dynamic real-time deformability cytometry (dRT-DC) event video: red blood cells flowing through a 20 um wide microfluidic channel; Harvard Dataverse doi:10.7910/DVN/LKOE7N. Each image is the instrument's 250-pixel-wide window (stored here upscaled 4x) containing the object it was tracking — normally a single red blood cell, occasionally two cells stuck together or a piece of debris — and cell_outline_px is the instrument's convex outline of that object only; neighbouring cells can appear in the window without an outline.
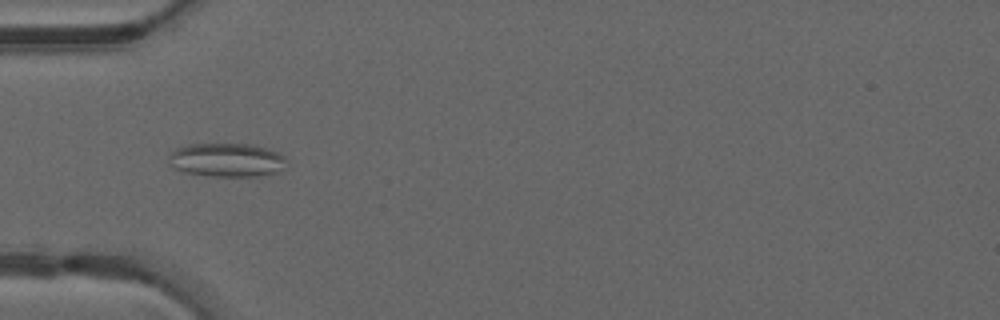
{"species": "common noctule bat (a hibernating species)", "species_latin": "Nyctalus noctula", "temperature_condition": "warm", "stored_images_in_passage": 48, "camera_frame_rate_fps": 3000, "um_per_image_px": 0.085, "animal": {"sex": "male", "forearm_length_mm": 52.5}, "frame": {"image": 1, "passage_image": 15, "time_ms": 4.667, "image_size_px": [1000, 320], "cell_outline_px": [[288, 160], [284, 168], [276, 172], [256, 176], [212, 176], [184, 172], [176, 168], [172, 164], [168, 152], [176, 148], [188, 144], [252, 144], [280, 152]], "centroid_in_image_um": [19.31, 13.58], "position_along_channel_um": 65.7, "area_um2": 23.18}}
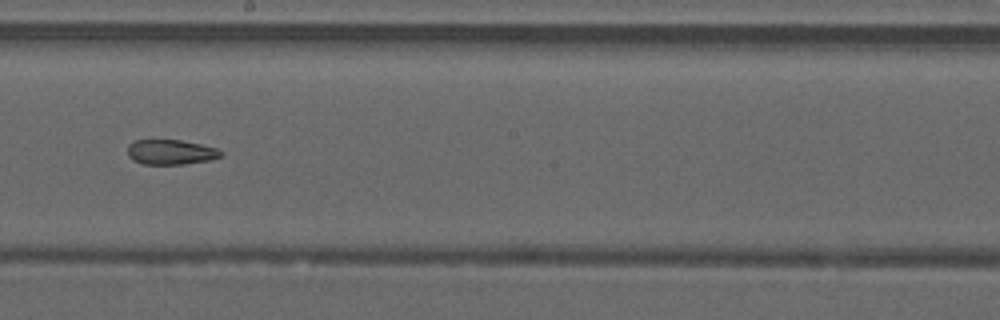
{"frame": {"image": 2, "passage_image": 27, "time_ms": 8.667, "image_size_px": [1000, 320], "cell_outline_px": [[224, 156], [212, 160], [184, 164], [144, 164], [132, 160], [128, 156], [128, 144], [136, 140], [180, 140], [200, 144], [216, 148], [224, 152]], "centroid_in_image_um": [14.55, 12.93], "position_along_channel_um": 233.7, "area_um2": 13.7}}
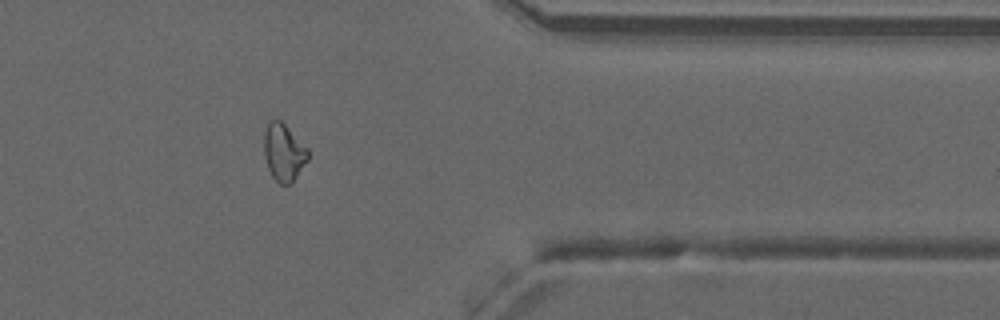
{"frame": {"image": 3, "passage_image": 39, "time_ms": 12.667, "image_size_px": [1000, 320], "cell_outline_px": [[308, 160], [292, 184], [280, 184], [272, 176], [268, 168], [264, 156], [264, 132], [268, 120], [280, 120], [308, 148]], "centroid_in_image_um": [24.11, 12.96], "position_along_channel_um": 387.3, "area_um2": 14.74}, "authors_computed_cell_mechanics": {"area_um2": 16.2418, "velocity_mm_per_s": 4.2288, "shape_relaxation_time_tau1_ms": null, "shape_relaxation_time_tau2_ms": 3.1619, "deformation_change_tau1": null, "deformation_change_tau2": 0.1006}}